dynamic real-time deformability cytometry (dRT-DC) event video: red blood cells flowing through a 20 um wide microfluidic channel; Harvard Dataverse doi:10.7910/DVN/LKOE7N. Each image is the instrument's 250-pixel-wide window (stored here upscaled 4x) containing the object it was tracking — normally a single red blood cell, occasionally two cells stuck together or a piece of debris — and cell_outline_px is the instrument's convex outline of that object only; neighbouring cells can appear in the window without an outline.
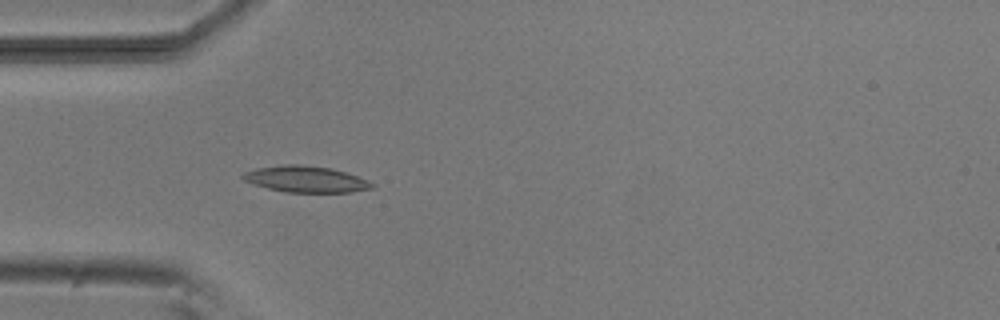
{"species": "common noctule bat (a hibernating species)", "species_latin": "Nyctalus noctula", "temperature_condition": "room temperature", "stored_images_in_passage": 4, "camera_frame_rate_fps": 3000, "um_per_image_px": 0.085, "animal": {"sex": "male", "body_mass_g": 20.5, "forearm_length_mm": 52.5}, "frame": {"image": 1, "passage_image": 4, "time_ms": 3.667, "image_size_px": [1000, 320], "cell_outline_px": [[376, 188], [352, 192], [284, 192], [252, 184], [244, 180], [240, 176], [244, 172], [256, 168], [284, 164], [300, 164], [332, 168], [368, 180], [376, 184]], "centroid_in_image_um": [26.0, 15.23], "position_along_channel_um": 59.0, "area_um2": 19.94}}